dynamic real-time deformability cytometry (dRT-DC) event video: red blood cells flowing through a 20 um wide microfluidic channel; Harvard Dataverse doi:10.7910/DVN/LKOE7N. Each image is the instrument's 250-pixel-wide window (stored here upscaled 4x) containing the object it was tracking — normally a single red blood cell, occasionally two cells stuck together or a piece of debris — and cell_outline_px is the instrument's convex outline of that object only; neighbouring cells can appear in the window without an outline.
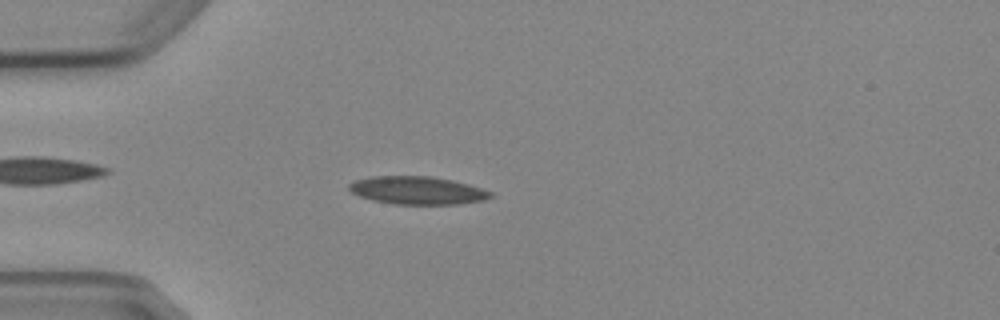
{"species": "Egyptian fruit bat (a non-hibernating species)", "species_latin": "Rousettus aegyptiacus", "temperature_condition": "cold", "stored_images_in_passage": 4, "camera_frame_rate_fps": 3000, "um_per_image_px": 0.085, "animal": {"sex": "female"}, "frame": {"image": 1, "passage_image": 3, "time_ms": 2.333, "image_size_px": [1000, 320], "cell_outline_px": [[492, 196], [484, 200], [456, 204], [396, 204], [372, 200], [360, 196], [352, 192], [348, 188], [348, 184], [356, 180], [368, 176], [432, 176], [452, 180], [468, 184], [492, 192]], "centroid_in_image_um": [35.45, 16.17], "position_along_channel_um": 49.5, "area_um2": 22.95}}